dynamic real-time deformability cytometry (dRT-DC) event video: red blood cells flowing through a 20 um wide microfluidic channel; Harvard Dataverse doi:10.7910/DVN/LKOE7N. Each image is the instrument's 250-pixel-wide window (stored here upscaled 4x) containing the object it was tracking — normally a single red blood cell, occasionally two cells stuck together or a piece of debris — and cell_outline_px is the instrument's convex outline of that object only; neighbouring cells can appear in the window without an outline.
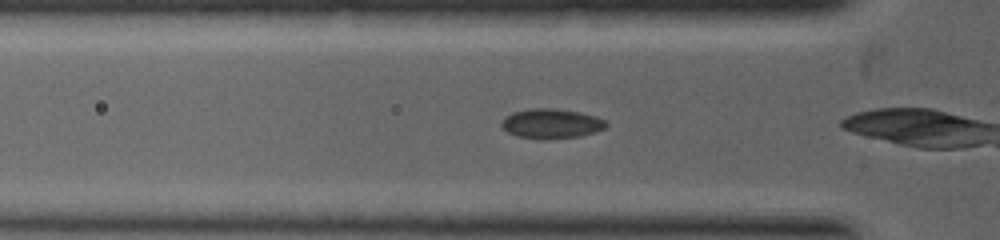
{"species": "common noctule bat (a hibernating species)", "species_latin": "Nyctalus noctula", "temperature_condition": "warm", "stored_images_in_passage": 26, "camera_frame_rate_fps": 5000, "um_per_image_px": 0.085, "animal": {"sex": "female", "body_mass_g": 19.0, "forearm_length_mm": 53.3}, "frame": {"image": 1, "passage_image": 5, "time_ms": 0.6, "image_size_px": [1000, 240], "cell_outline_px": [[608, 124], [604, 128], [580, 136], [544, 140], [516, 136], [508, 132], [500, 124], [504, 116], [512, 112], [528, 108], [552, 108], [580, 112], [596, 116], [604, 120]], "centroid_in_image_um": [46.82, 10.5], "position_along_channel_um": 79.0, "area_um2": 18.21}}
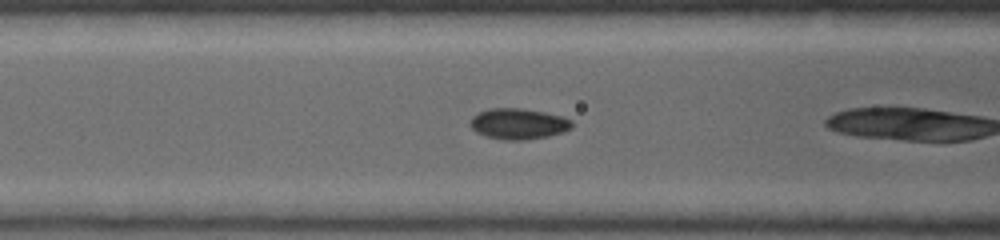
{"frame": {"image": 2, "passage_image": 8, "time_ms": 1.2, "image_size_px": [1000, 240], "cell_outline_px": [[572, 128], [564, 132], [548, 136], [524, 140], [504, 140], [484, 136], [476, 132], [468, 124], [472, 116], [488, 108], [520, 108], [544, 112], [560, 116], [572, 120]], "centroid_in_image_um": [44.03, 10.53], "position_along_channel_um": 122.6, "area_um2": 18.38}}